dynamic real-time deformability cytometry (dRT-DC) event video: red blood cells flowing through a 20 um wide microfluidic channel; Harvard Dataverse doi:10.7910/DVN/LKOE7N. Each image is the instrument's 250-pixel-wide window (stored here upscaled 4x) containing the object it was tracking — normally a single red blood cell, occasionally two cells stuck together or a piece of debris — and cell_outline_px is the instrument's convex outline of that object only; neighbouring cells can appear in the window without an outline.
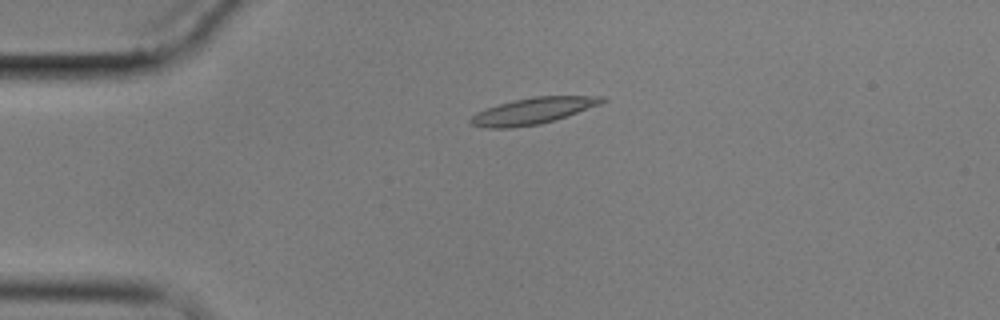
{"species": "common noctule bat (a hibernating species)", "species_latin": "Nyctalus noctula", "temperature_condition": "cold", "stored_images_in_passage": 5, "camera_frame_rate_fps": 3000, "um_per_image_px": 0.085, "animal": {"sex": "male", "body_mass_g": 17.9}, "frame": {"image": 1, "passage_image": 4, "time_ms": 3.667, "image_size_px": [1000, 320], "cell_outline_px": [[608, 100], [600, 104], [556, 120], [540, 124], [512, 128], [488, 128], [472, 124], [468, 120], [476, 112], [512, 100], [532, 96], [604, 96]], "centroid_in_image_um": [45.32, 9.42], "position_along_channel_um": 39.7, "area_um2": 20.17}}